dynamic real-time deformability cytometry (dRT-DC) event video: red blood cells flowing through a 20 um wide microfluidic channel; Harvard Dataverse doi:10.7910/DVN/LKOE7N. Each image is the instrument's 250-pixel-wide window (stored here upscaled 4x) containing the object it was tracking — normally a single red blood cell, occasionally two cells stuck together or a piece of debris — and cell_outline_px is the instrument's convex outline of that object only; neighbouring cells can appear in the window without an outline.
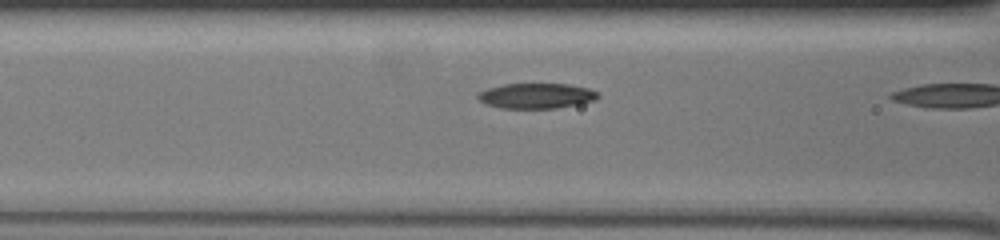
{"species": "common noctule bat (a hibernating species)", "species_latin": "Nyctalus noctula", "temperature_condition": "warm", "stored_images_in_passage": 11, "camera_frame_rate_fps": 3000, "um_per_image_px": 0.085, "animal": {"sex": "female", "body_mass_g": 19.5, "forearm_length_mm": 54.1}, "frame": {"image": 1, "passage_image": 10, "time_ms": 3.0, "image_size_px": [1000, 240], "cell_outline_px": [[600, 96], [596, 100], [580, 104], [556, 108], [500, 108], [488, 104], [480, 100], [476, 96], [480, 92], [488, 88], [504, 84], [568, 84], [588, 88], [596, 92]], "centroid_in_image_um": [45.62, 8.15], "position_along_channel_um": 121.0, "area_um2": 17.57}}